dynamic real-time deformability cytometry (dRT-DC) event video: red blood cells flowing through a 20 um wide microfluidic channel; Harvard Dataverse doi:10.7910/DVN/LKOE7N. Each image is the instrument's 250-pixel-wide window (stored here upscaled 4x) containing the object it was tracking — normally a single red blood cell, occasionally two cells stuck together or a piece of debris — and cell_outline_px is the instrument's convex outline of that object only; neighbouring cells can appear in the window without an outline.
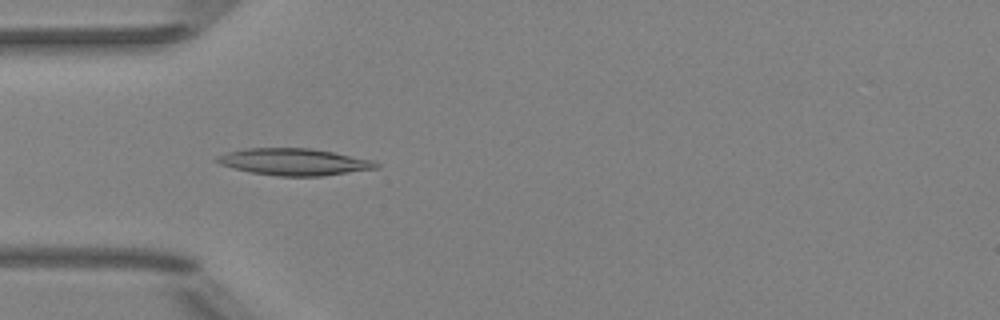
{"species": "Egyptian fruit bat (a non-hibernating species)", "species_latin": "Rousettus aegyptiacus", "temperature_condition": "room temperature", "stored_images_in_passage": 5, "camera_frame_rate_fps": 3000, "um_per_image_px": 0.085, "animal": {"sex": "female"}, "frame": {"image": 1, "passage_image": 5, "time_ms": 4.667, "image_size_px": [1000, 320], "cell_outline_px": [[380, 168], [324, 176], [276, 176], [252, 172], [220, 164], [216, 160], [216, 156], [228, 152], [244, 148], [312, 148], [372, 160], [380, 164]], "centroid_in_image_um": [25.03, 13.76], "position_along_channel_um": 60.0, "area_um2": 24.8}}